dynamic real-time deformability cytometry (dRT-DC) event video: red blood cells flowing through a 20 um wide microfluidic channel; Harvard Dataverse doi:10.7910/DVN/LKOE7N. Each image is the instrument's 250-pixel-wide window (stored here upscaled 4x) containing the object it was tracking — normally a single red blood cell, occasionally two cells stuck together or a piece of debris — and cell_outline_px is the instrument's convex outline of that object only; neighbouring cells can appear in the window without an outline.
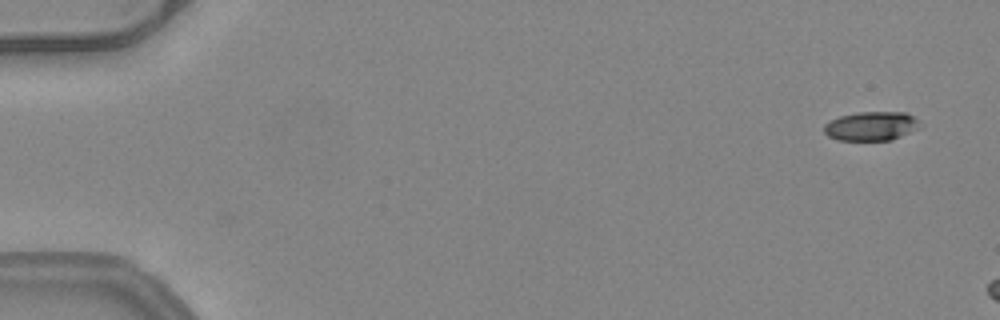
{"species": "common noctule bat (a hibernating species)", "species_latin": "Nyctalus noctula", "temperature_condition": "warm", "stored_images_in_passage": 6, "camera_frame_rate_fps": 3000, "um_per_image_px": 0.085, "animal": {"sex": "female", "body_mass_g": 24.6, "forearm_length_mm": 56.2}, "frame": {"image": 1, "passage_image": 1, "time_ms": 0.0, "image_size_px": [1000, 320], "cell_outline_px": [[924, 124], [920, 128], [892, 140], [840, 140], [828, 136], [824, 132], [824, 124], [840, 116], [856, 112], [904, 112], [912, 116]], "centroid_in_image_um": [74.1, 10.72], "position_along_channel_um": 10.9, "area_um2": 16.3}}